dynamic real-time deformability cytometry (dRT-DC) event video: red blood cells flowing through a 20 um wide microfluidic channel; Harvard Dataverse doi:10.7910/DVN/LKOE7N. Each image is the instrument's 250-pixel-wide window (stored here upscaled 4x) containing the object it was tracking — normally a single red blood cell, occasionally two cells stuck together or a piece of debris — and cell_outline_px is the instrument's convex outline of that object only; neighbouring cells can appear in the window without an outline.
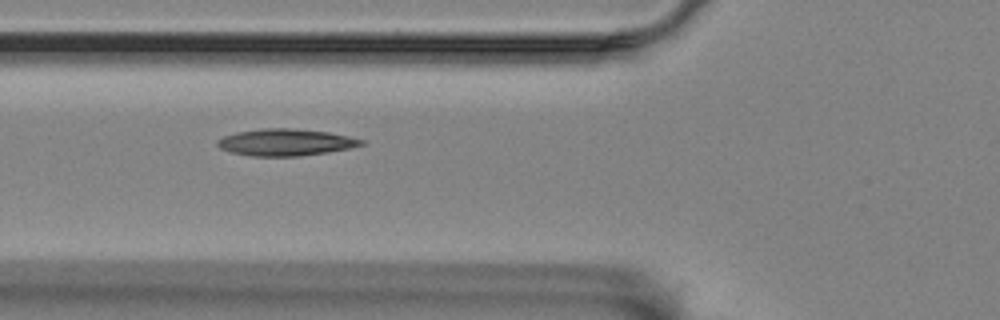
{"species": "Egyptian fruit bat (a non-hibernating species)", "species_latin": "Rousettus aegyptiacus", "temperature_condition": "room temperature", "stored_images_in_passage": 4, "camera_frame_rate_fps": 3000, "um_per_image_px": 0.085, "animal": {"sex": "female"}, "frame": {"image": 1, "passage_image": 3, "time_ms": 2.333, "image_size_px": [1000, 320], "cell_outline_px": [[364, 144], [348, 148], [328, 152], [300, 156], [252, 156], [232, 152], [220, 148], [216, 144], [216, 140], [224, 136], [236, 132], [260, 128], [292, 128], [328, 132], [348, 136], [364, 140]], "centroid_in_image_um": [24.25, 12.09], "position_along_channel_um": 101.6, "area_um2": 22.43}}
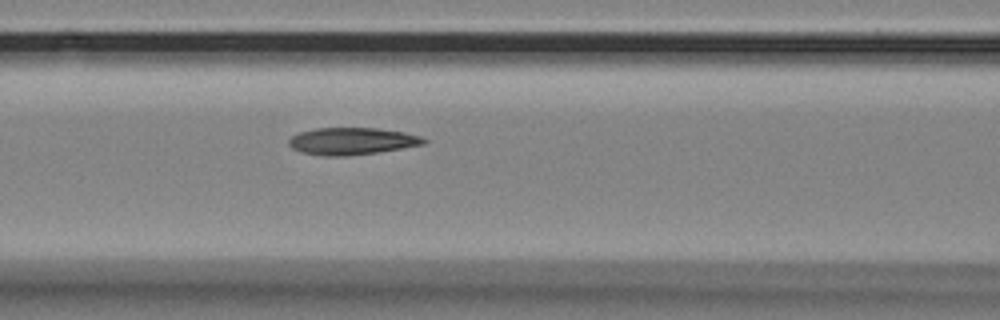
{"frame": {"image": 2, "passage_image": 4, "time_ms": 3.333, "image_size_px": [1000, 320], "cell_outline_px": [[428, 140], [424, 144], [376, 152], [348, 156], [320, 156], [300, 152], [292, 148], [288, 144], [288, 140], [292, 136], [300, 132], [316, 128], [376, 128], [404, 132], [424, 136]], "centroid_in_image_um": [29.9, 12.0], "position_along_channel_um": 136.7, "area_um2": 21.39}}